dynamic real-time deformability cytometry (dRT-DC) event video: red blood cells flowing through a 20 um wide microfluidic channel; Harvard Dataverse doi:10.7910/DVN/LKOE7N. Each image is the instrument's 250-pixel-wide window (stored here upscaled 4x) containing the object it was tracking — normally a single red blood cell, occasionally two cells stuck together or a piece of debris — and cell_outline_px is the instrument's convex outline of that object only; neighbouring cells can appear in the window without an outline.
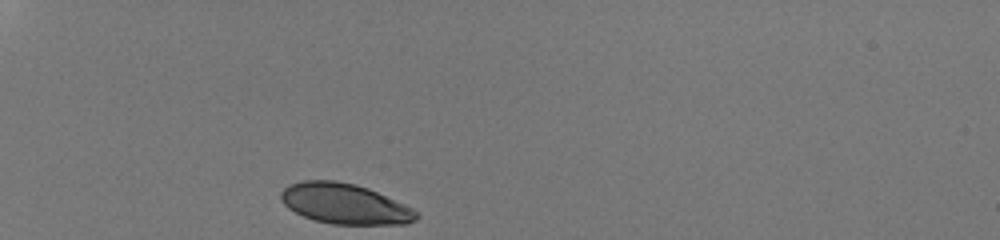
{"species": "human", "species_latin": "Homo sapiens", "temperature_condition": "room temperature", "stored_images_in_passage": 29, "camera_frame_rate_fps": 3000, "um_per_image_px": 0.085, "donor": {"sex": "male"}, "frame": {"image": 1, "passage_image": 1, "time_ms": 0.0, "image_size_px": [1000, 240], "cell_outline_px": [[420, 216], [416, 220], [404, 224], [332, 224], [312, 220], [288, 208], [280, 200], [280, 192], [288, 184], [304, 180], [336, 180], [356, 184], [368, 188], [404, 204], [420, 212]], "centroid_in_image_um": [29.29, 17.32], "position_along_channel_um": 55.7, "area_um2": 32.08}}
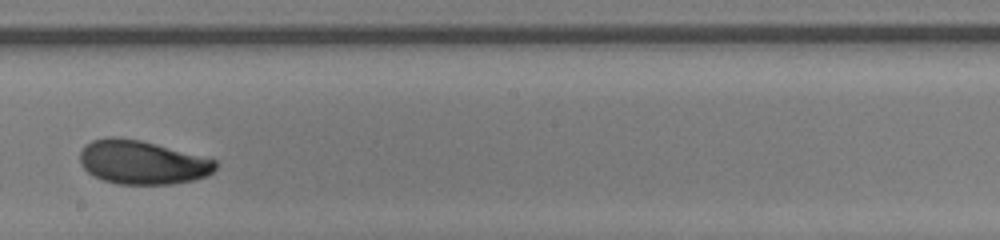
{"frame": {"image": 2, "passage_image": 17, "time_ms": 5.333, "image_size_px": [1000, 240], "cell_outline_px": [[216, 168], [208, 176], [192, 180], [172, 184], [120, 184], [104, 180], [88, 172], [80, 164], [80, 152], [84, 144], [92, 140], [108, 136], [116, 136], [140, 140], [156, 144], [216, 160]], "centroid_in_image_um": [12.06, 13.79], "position_along_channel_um": 236.1, "area_um2": 34.51}}
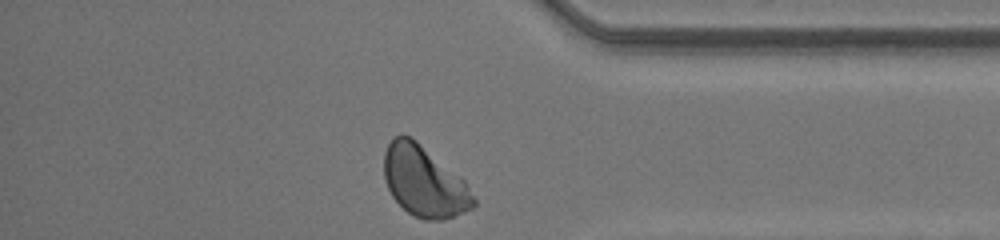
{"frame": {"image": 3, "passage_image": 29, "time_ms": 9.333, "image_size_px": [1000, 240], "cell_outline_px": [[476, 204], [472, 208], [464, 212], [444, 220], [424, 220], [408, 212], [392, 196], [384, 180], [384, 152], [388, 144], [396, 136], [408, 136], [416, 140], [460, 176], [464, 180], [476, 200]], "centroid_in_image_um": [36.06, 15.44], "position_along_channel_um": 399.1, "area_um2": 36.53}, "authors_computed_cell_mechanics": {"area_um2": 34.8534, "velocity_mm_per_s": 4.2345, "shape_relaxation_time_tau1_ms": 3.4482, "shape_relaxation_time_tau2_ms": 1.2227, "deformation_change_tau1": 0.1269, "deformation_change_tau2": 0.038}}